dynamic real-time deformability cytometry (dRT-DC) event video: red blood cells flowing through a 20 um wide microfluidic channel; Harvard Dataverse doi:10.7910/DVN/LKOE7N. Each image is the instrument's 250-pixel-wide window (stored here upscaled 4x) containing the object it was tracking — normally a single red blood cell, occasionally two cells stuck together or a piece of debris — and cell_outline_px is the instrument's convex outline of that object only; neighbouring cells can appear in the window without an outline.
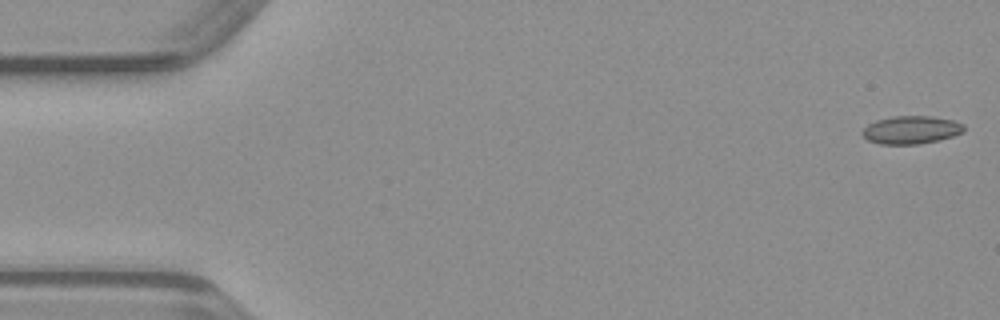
{"species": "common noctule bat (a hibernating species)", "species_latin": "Nyctalus noctula", "temperature_condition": "warm", "stored_images_in_passage": 49, "camera_frame_rate_fps": 3000, "um_per_image_px": 0.085, "animal": {"sex": "male", "body_mass_g": 23.1, "forearm_length_mm": 52.7}, "frame": {"image": 1, "passage_image": 1, "time_ms": 0.0, "image_size_px": [1000, 320], "cell_outline_px": [[964, 132], [940, 140], [920, 144], [880, 144], [868, 140], [860, 132], [868, 124], [876, 120], [892, 116], [932, 116], [952, 120], [964, 124]], "centroid_in_image_um": [77.45, 11.04], "position_along_channel_um": 7.6, "area_um2": 16.65}}
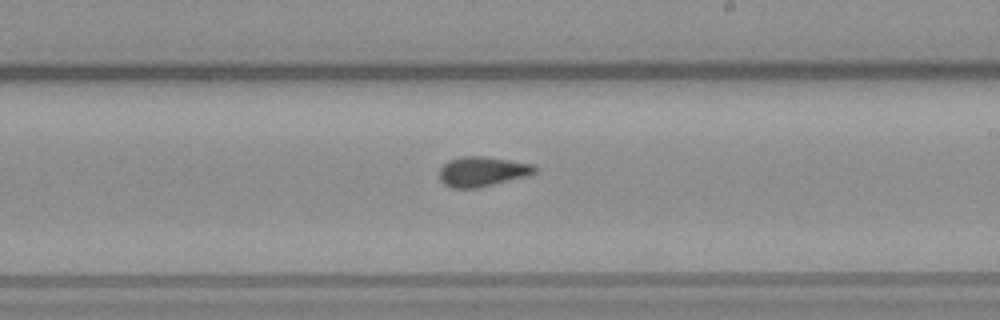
{"frame": {"image": 2, "passage_image": 28, "time_ms": 9.0, "image_size_px": [1000, 320], "cell_outline_px": [[536, 172], [528, 176], [480, 188], [452, 188], [444, 184], [440, 180], [440, 168], [448, 160], [464, 156], [484, 156], [532, 164], [536, 168]], "centroid_in_image_um": [40.99, 14.59], "position_along_channel_um": 248.0, "area_um2": 16.65}}
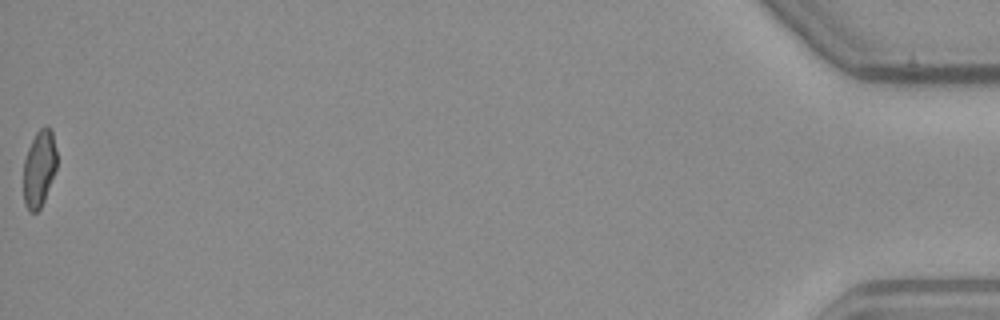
{"frame": {"image": 3, "passage_image": 49, "time_ms": 16.0, "image_size_px": [1000, 320], "cell_outline_px": [[56, 168], [44, 200], [40, 208], [36, 212], [28, 212], [24, 204], [24, 160], [28, 148], [36, 132], [44, 124], [48, 124], [52, 132], [56, 152]], "centroid_in_image_um": [3.32, 14.3], "position_along_channel_um": 431.9, "area_um2": 14.85}}